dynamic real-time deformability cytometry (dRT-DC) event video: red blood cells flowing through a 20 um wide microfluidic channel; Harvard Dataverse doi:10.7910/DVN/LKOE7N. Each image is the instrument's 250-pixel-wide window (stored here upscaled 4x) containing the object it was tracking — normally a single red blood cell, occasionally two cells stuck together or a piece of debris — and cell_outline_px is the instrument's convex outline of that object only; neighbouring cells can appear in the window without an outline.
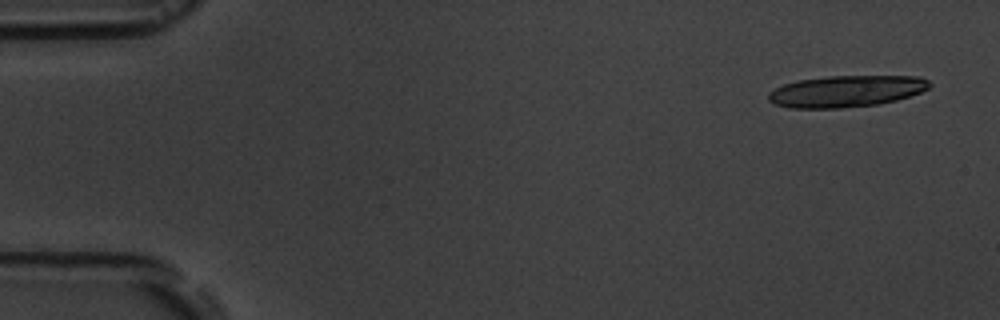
{"species": "common noctule bat (a hibernating species)", "species_latin": "Nyctalus noctula", "temperature_condition": "room temperature", "stored_images_in_passage": 6, "camera_frame_rate_fps": 3000, "um_per_image_px": 0.085, "animal": {"sex": "male", "body_mass_g": 19.5, "forearm_length_mm": 54.6}, "frame": {"image": 1, "passage_image": 1, "time_ms": 0.0, "image_size_px": [1000, 320], "cell_outline_px": [[932, 84], [928, 88], [920, 92], [896, 100], [880, 104], [840, 108], [788, 108], [776, 104], [768, 100], [768, 92], [784, 84], [796, 80], [828, 76], [920, 76], [928, 80]], "centroid_in_image_um": [71.92, 7.75], "position_along_channel_um": 13.1, "area_um2": 29.71}}